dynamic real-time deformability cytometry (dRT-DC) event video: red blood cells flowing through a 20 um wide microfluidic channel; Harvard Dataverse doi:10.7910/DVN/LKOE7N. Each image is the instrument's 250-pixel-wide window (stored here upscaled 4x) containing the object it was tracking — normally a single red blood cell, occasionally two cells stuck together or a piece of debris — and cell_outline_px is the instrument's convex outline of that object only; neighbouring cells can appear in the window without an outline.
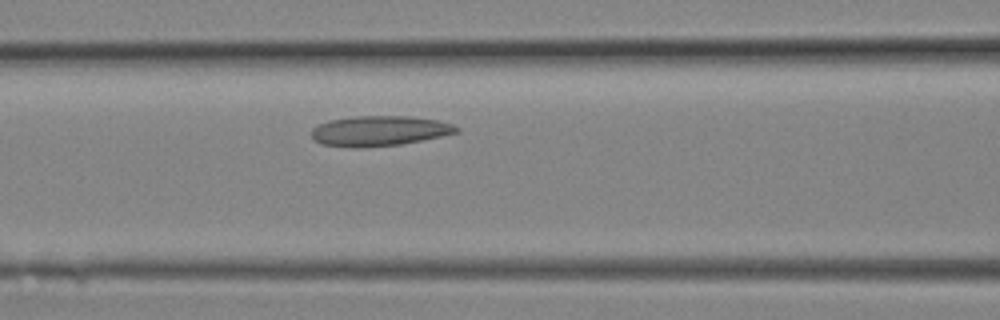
{"species": "Egyptian fruit bat (a non-hibernating species)", "species_latin": "Rousettus aegyptiacus", "temperature_condition": "room temperature", "stored_images_in_passage": 5, "camera_frame_rate_fps": 3000, "um_per_image_px": 0.085, "animal": {"sex": "female"}, "frame": {"image": 1, "passage_image": 5, "time_ms": 1.333, "image_size_px": [1000, 320], "cell_outline_px": [[456, 132], [396, 144], [324, 144], [316, 140], [312, 136], [312, 132], [320, 124], [336, 120], [380, 116], [388, 116], [432, 120], [448, 124], [456, 128]], "centroid_in_image_um": [32.23, 11.1], "position_along_channel_um": 134.4, "area_um2": 22.31}}